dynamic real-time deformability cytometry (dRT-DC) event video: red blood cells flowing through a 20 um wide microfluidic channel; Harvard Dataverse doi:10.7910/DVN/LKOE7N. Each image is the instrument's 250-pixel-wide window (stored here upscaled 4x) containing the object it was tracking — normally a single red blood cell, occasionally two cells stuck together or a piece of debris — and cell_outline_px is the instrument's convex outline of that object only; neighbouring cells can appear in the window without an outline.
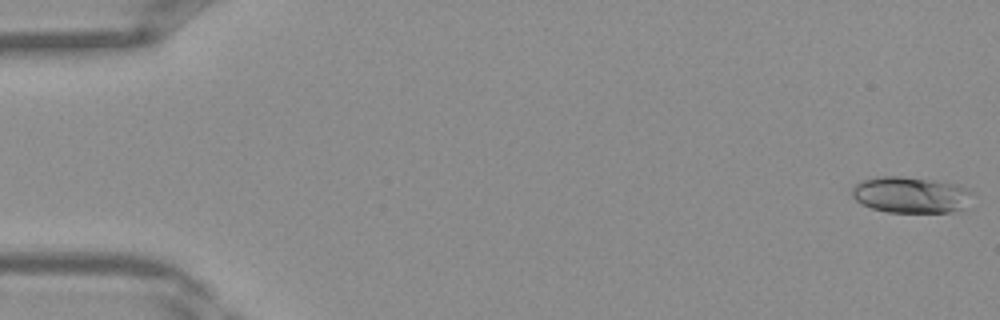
{"species": "Egyptian fruit bat (a non-hibernating species)", "species_latin": "Rousettus aegyptiacus", "temperature_condition": "warm", "stored_images_in_passage": 8, "camera_frame_rate_fps": 3000, "um_per_image_px": 0.085, "frame": {"image": 1, "passage_image": 1, "time_ms": 0.0, "image_size_px": [1000, 320], "cell_outline_px": [[972, 192], [964, 212], [888, 212], [872, 208], [856, 200], [852, 196], [852, 188], [856, 184], [864, 180], [880, 176], [900, 176], [956, 184], [968, 188]], "centroid_in_image_um": [77.46, 16.58], "position_along_channel_um": 7.5, "area_um2": 25.32}}